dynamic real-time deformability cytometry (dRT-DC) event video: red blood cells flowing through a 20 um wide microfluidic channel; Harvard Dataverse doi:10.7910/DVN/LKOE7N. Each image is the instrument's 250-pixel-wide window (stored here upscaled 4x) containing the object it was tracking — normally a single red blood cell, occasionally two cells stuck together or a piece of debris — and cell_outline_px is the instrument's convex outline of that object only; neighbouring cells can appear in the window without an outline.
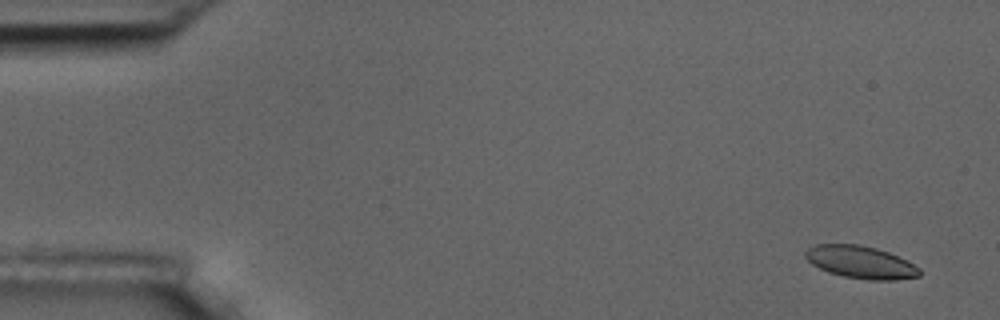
{"species": "common noctule bat (a hibernating species)", "species_latin": "Nyctalus noctula", "temperature_condition": "room temperature", "stored_images_in_passage": 5, "camera_frame_rate_fps": 3000, "um_per_image_px": 0.085, "animal": {"sex": "male", "body_mass_g": 17.5, "forearm_length_mm": 52.3}, "frame": {"image": 1, "passage_image": 1, "time_ms": 0.0, "image_size_px": [1000, 320], "cell_outline_px": [[920, 276], [896, 280], [868, 280], [844, 276], [828, 272], [812, 264], [804, 256], [804, 252], [808, 248], [816, 244], [860, 244], [876, 248], [888, 252], [920, 268]], "centroid_in_image_um": [73.13, 22.28], "position_along_channel_um": 11.9, "area_um2": 21.5}}
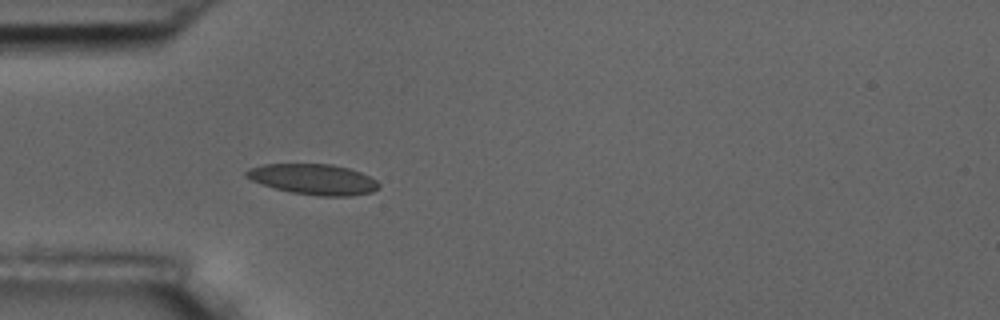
{"frame": {"image": 2, "passage_image": 5, "time_ms": 4.667, "image_size_px": [1000, 320], "cell_outline_px": [[380, 184], [372, 192], [352, 196], [320, 196], [288, 192], [260, 184], [244, 176], [244, 172], [248, 168], [264, 164], [332, 164], [348, 168], [360, 172], [376, 180]], "centroid_in_image_um": [26.59, 15.24], "position_along_channel_um": 58.4, "area_um2": 23.7}}